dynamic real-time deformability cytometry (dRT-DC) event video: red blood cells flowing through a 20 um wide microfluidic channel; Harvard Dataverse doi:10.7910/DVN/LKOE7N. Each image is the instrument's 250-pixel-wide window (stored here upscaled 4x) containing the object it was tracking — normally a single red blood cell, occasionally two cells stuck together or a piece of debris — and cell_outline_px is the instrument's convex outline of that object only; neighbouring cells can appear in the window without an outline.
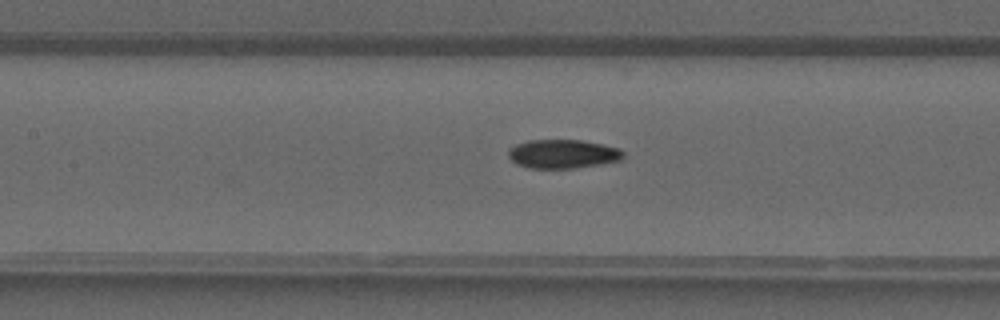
{"species": "common noctule bat (a hibernating species)", "species_latin": "Nyctalus noctula", "temperature_condition": "warm", "stored_images_in_passage": 34, "camera_frame_rate_fps": 3000, "um_per_image_px": 0.085, "animal": {"sex": "male", "forearm_length_mm": 52.5}, "frame": {"image": 1, "passage_image": 12, "time_ms": 3.667, "image_size_px": [1000, 320], "cell_outline_px": [[624, 156], [620, 160], [600, 164], [576, 168], [528, 168], [516, 164], [508, 156], [508, 148], [516, 144], [528, 140], [580, 140], [604, 144], [620, 148], [624, 152]], "centroid_in_image_um": [47.83, 13.08], "position_along_channel_um": 159.6, "area_um2": 19.48}}
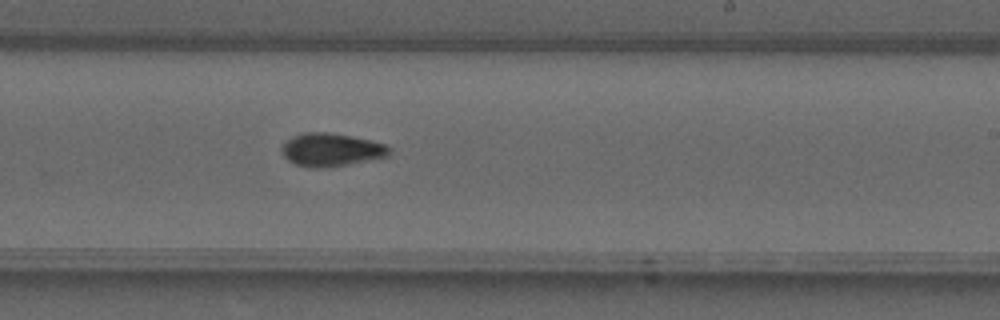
{"frame": {"image": 2, "passage_image": 18, "time_ms": 5.667, "image_size_px": [1000, 320], "cell_outline_px": [[388, 156], [324, 168], [312, 168], [296, 164], [288, 160], [280, 152], [280, 148], [292, 136], [304, 132], [328, 132], [352, 136], [384, 144], [388, 148]], "centroid_in_image_um": [28.07, 12.72], "position_along_channel_um": 260.9, "area_um2": 20.4}}
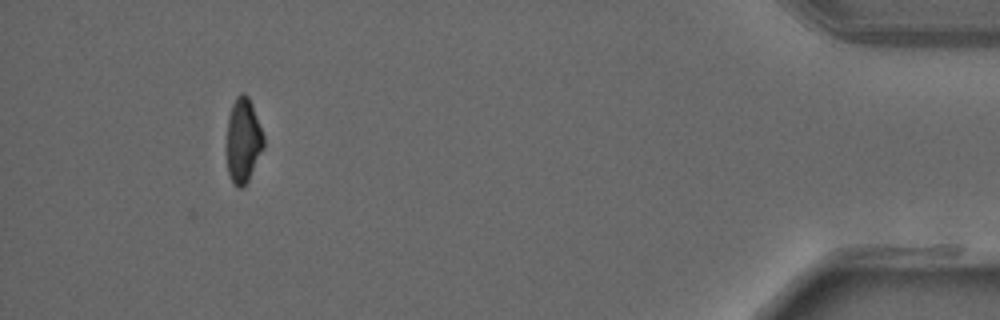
{"frame": {"image": 3, "passage_image": 31, "time_ms": 10.0, "image_size_px": [1000, 320], "cell_outline_px": [[264, 148], [248, 180], [240, 188], [236, 188], [232, 184], [228, 172], [224, 148], [228, 116], [232, 104], [236, 96], [240, 92], [244, 92], [248, 96], [252, 104], [264, 136]], "centroid_in_image_um": [20.62, 11.94], "position_along_channel_um": 414.6, "area_um2": 18.9}}